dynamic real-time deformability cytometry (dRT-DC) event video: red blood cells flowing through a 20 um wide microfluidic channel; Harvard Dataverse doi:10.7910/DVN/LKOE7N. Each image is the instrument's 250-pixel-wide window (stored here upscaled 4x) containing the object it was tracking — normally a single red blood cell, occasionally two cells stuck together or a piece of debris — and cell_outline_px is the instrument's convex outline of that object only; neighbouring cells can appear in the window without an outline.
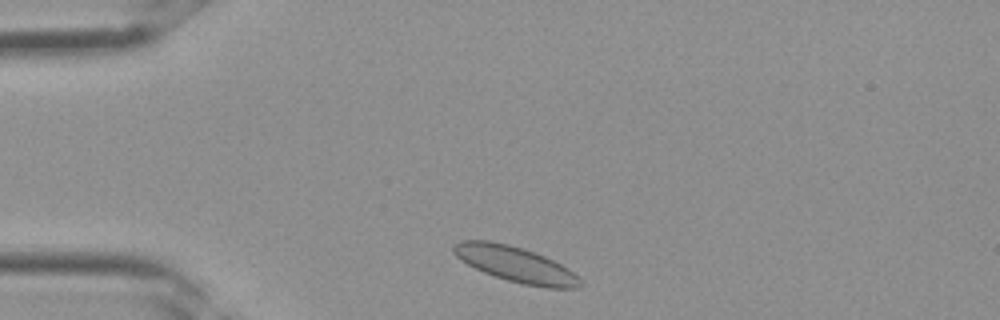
{"species": "Egyptian fruit bat (a non-hibernating species)", "species_latin": "Rousettus aegyptiacus", "temperature_condition": "room temperature", "stored_images_in_passage": 23, "camera_frame_rate_fps": 3000, "um_per_image_px": 0.085, "frame": {"image": 1, "passage_image": 1, "time_ms": 0.0, "image_size_px": [1000, 320], "cell_outline_px": [[580, 288], [548, 288], [524, 284], [508, 280], [484, 272], [460, 260], [452, 252], [452, 244], [460, 240], [488, 240], [508, 244], [544, 256], [568, 268], [580, 280]], "centroid_in_image_um": [43.76, 22.45], "position_along_channel_um": 41.2, "area_um2": 25.84}}
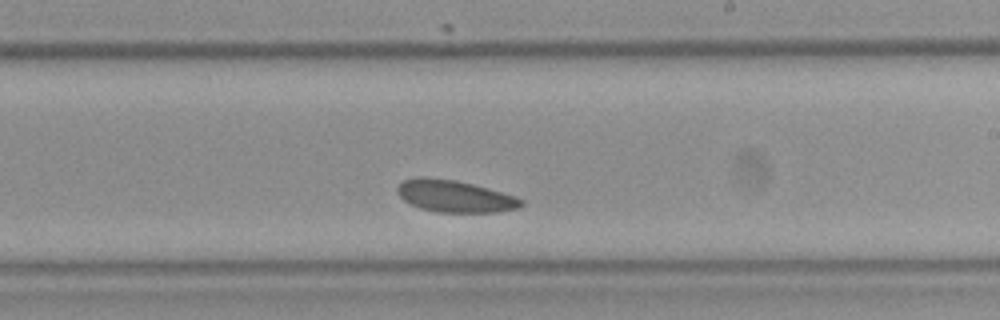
{"frame": {"image": 2, "passage_image": 14, "time_ms": 4.333, "image_size_px": [1000, 320], "cell_outline_px": [[524, 204], [520, 208], [496, 212], [436, 212], [420, 208], [404, 200], [396, 192], [396, 188], [404, 180], [416, 176], [420, 176], [456, 180], [488, 188], [516, 196], [524, 200]], "centroid_in_image_um": [38.67, 16.67], "position_along_channel_um": 250.3, "area_um2": 23.18}}
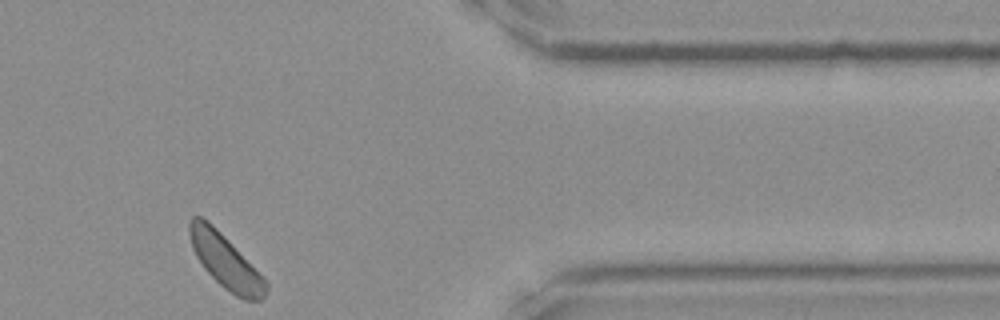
{"frame": {"image": 3, "passage_image": 23, "time_ms": 7.333, "image_size_px": [1000, 320], "cell_outline_px": [[268, 288], [264, 300], [244, 300], [236, 296], [224, 288], [204, 268], [196, 256], [192, 248], [188, 232], [188, 220], [192, 216], [200, 216], [212, 224], [264, 276], [268, 284]], "centroid_in_image_um": [19.18, 22.22], "position_along_channel_um": 392.2, "area_um2": 24.04}}